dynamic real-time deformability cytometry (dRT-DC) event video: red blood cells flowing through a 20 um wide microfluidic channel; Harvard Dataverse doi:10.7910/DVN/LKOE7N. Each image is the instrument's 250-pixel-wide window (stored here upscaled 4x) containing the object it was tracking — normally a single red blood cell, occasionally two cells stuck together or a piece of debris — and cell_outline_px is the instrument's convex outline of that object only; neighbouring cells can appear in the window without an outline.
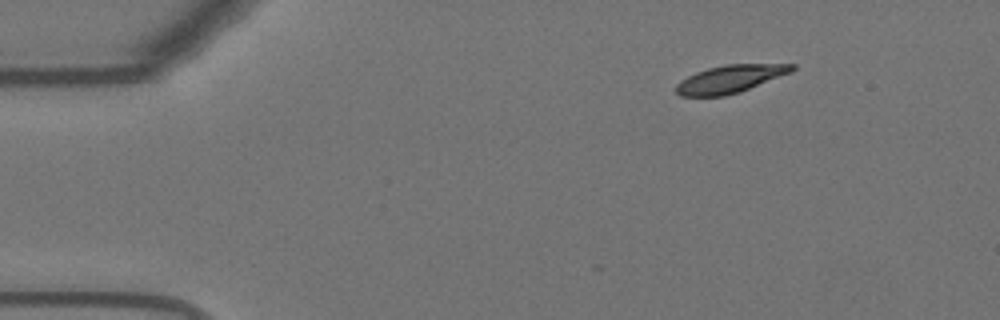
{"species": "Egyptian fruit bat (a non-hibernating species)", "species_latin": "Rousettus aegyptiacus", "temperature_condition": "warm", "stored_images_in_passage": 17, "camera_frame_rate_fps": 3000, "um_per_image_px": 0.085, "animal": {"sex": "female"}, "frame": {"image": 1, "passage_image": 1, "time_ms": 0.0, "image_size_px": [1000, 320], "cell_outline_px": [[796, 68], [792, 72], [740, 92], [724, 96], [680, 96], [676, 92], [676, 84], [680, 80], [696, 72], [708, 68], [724, 64], [796, 64]], "centroid_in_image_um": [62.07, 6.71], "position_along_channel_um": 22.9, "area_um2": 18.79}}
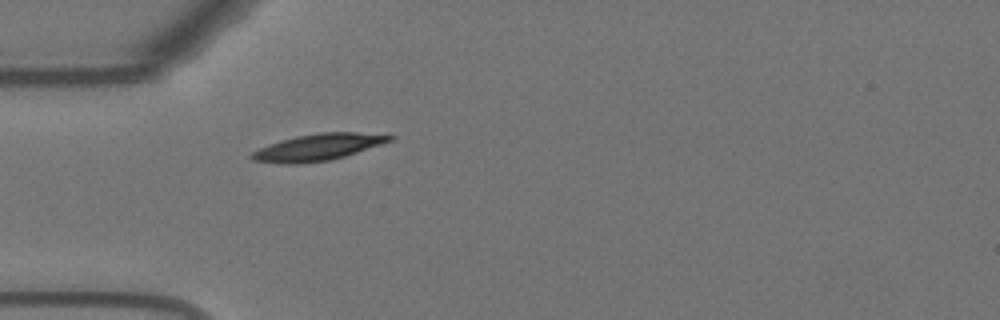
{"frame": {"image": 2, "passage_image": 10, "time_ms": 3.0, "image_size_px": [1000, 320], "cell_outline_px": [[396, 136], [392, 140], [344, 156], [328, 160], [300, 164], [284, 164], [252, 160], [248, 156], [252, 152], [260, 148], [280, 140], [296, 136], [320, 132], [356, 132]], "centroid_in_image_um": [26.97, 12.51], "position_along_channel_um": 58.0, "area_um2": 21.15}}
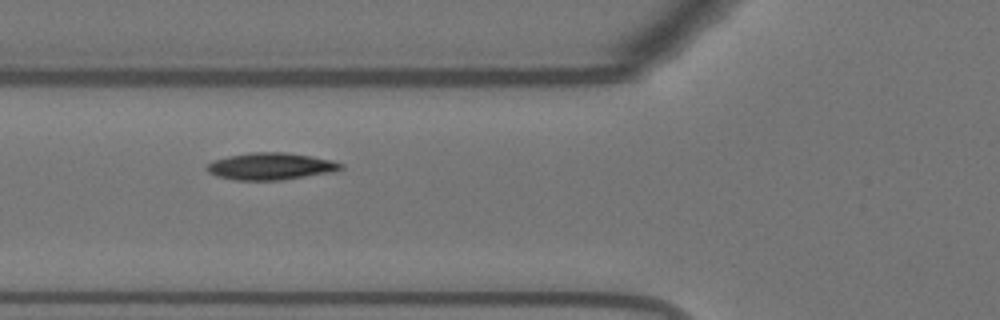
{"frame": {"image": 3, "passage_image": 14, "time_ms": 4.333, "image_size_px": [1000, 320], "cell_outline_px": [[344, 168], [332, 172], [280, 180], [236, 180], [216, 176], [208, 172], [204, 168], [212, 160], [228, 156], [252, 152], [284, 152], [312, 156], [332, 160], [344, 164]], "centroid_in_image_um": [22.99, 14.13], "position_along_channel_um": 102.8, "area_um2": 21.15}}